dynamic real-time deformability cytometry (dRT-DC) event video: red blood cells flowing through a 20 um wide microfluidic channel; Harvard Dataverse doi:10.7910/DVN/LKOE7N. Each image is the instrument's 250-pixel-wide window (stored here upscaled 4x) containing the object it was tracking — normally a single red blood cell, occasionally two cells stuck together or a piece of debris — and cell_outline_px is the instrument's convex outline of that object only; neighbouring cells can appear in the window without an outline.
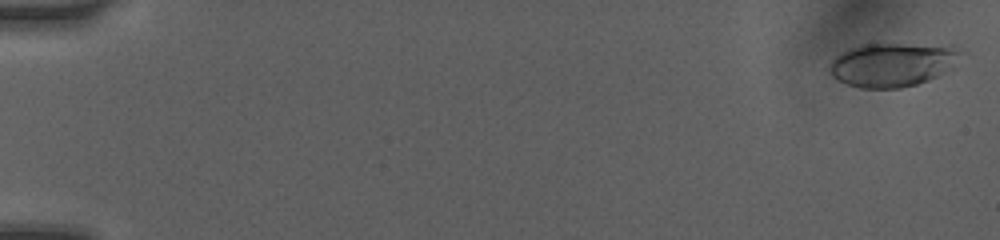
{"species": "human", "species_latin": "Homo sapiens", "temperature_condition": "room temperature", "stored_images_in_passage": 8, "camera_frame_rate_fps": 3000, "um_per_image_px": 0.085, "donor": {"sex": "female"}, "frame": {"image": 1, "passage_image": 1, "time_ms": 0.0, "image_size_px": [1000, 240], "cell_outline_px": [[956, 52], [940, 72], [936, 76], [928, 80], [916, 84], [900, 88], [860, 88], [836, 80], [828, 72], [828, 68], [832, 60], [840, 52], [864, 44], [904, 44], [944, 48]], "centroid_in_image_um": [75.53, 5.54], "position_along_channel_um": 9.5, "area_um2": 31.5}}
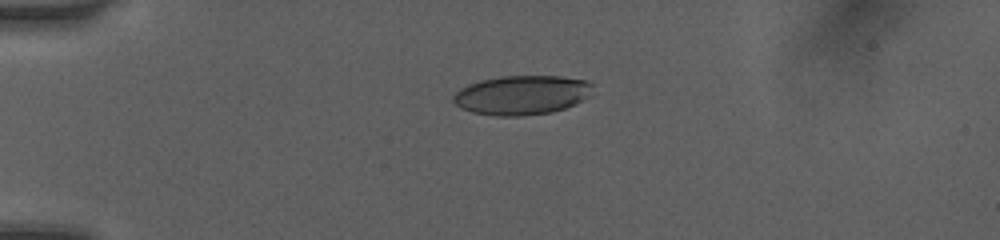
{"frame": {"image": 2, "passage_image": 6, "time_ms": 4.0, "image_size_px": [1000, 240], "cell_outline_px": [[592, 84], [588, 96], [576, 104], [552, 112], [520, 116], [496, 116], [472, 112], [460, 108], [452, 100], [452, 96], [460, 88], [468, 84], [480, 80], [500, 76], [560, 76], [588, 80]], "centroid_in_image_um": [44.32, 8.07], "position_along_channel_um": 40.7, "area_um2": 32.02}}